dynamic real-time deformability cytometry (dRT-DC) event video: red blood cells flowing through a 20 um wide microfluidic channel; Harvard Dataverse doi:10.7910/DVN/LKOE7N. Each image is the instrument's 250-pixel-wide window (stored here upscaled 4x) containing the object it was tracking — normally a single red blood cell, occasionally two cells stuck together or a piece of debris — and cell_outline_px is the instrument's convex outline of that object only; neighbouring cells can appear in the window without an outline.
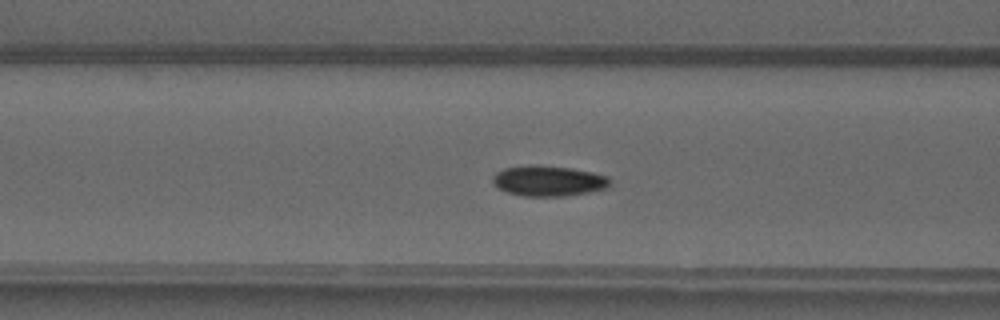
{"species": "common noctule bat (a hibernating species)", "species_latin": "Nyctalus noctula", "temperature_condition": "warm", "stored_images_in_passage": 41, "camera_frame_rate_fps": 3000, "um_per_image_px": 0.085, "animal": {"sex": "male", "forearm_length_mm": 52.5}, "frame": {"image": 1, "passage_image": 10, "time_ms": 3.0, "image_size_px": [1000, 320], "cell_outline_px": [[612, 184], [604, 188], [588, 192], [564, 196], [524, 196], [508, 192], [496, 188], [492, 180], [492, 176], [496, 172], [504, 168], [536, 164], [572, 168], [592, 172], [608, 176]], "centroid_in_image_um": [46.6, 15.36], "position_along_channel_um": 120.0, "area_um2": 20.92}}
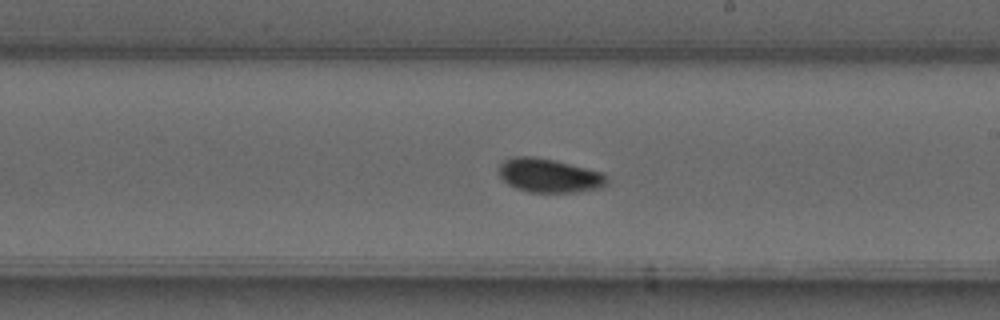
{"frame": {"image": 2, "passage_image": 19, "time_ms": 6.0, "image_size_px": [1000, 320], "cell_outline_px": [[608, 184], [604, 188], [580, 192], [528, 192], [516, 188], [508, 184], [496, 172], [496, 168], [504, 160], [516, 156], [532, 156], [552, 160], [600, 172], [608, 180]], "centroid_in_image_um": [46.64, 14.94], "position_along_channel_um": 242.4, "area_um2": 21.33}}
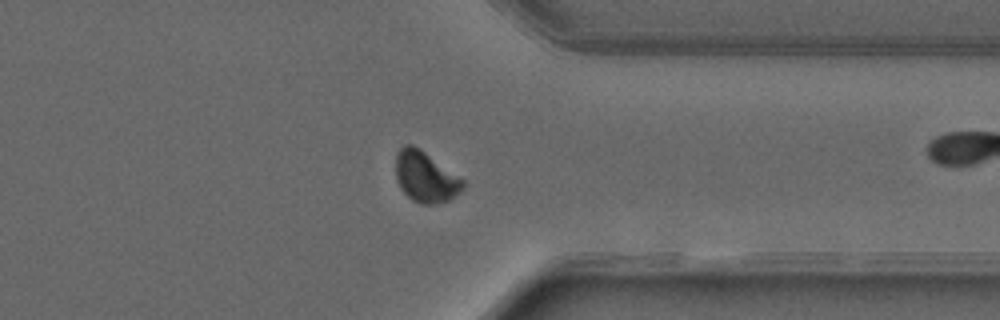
{"frame": {"image": 3, "passage_image": 29, "time_ms": 9.333, "image_size_px": [1000, 320], "cell_outline_px": [[464, 188], [448, 200], [436, 204], [420, 204], [412, 200], [400, 188], [396, 180], [396, 152], [404, 144], [412, 144], [420, 148], [464, 180]], "centroid_in_image_um": [36.14, 15.02], "position_along_channel_um": 375.3, "area_um2": 19.88}, "authors_computed_cell_mechanics": {"area_um2": 20.3456, "velocity_mm_per_s": 4.0852, "shape_relaxation_time_tau1_ms": 4.7624, "shape_relaxation_time_tau2_ms": 2.1318, "deformation_change_tau1": 0.1204, "deformation_change_tau2": 0.0322}}